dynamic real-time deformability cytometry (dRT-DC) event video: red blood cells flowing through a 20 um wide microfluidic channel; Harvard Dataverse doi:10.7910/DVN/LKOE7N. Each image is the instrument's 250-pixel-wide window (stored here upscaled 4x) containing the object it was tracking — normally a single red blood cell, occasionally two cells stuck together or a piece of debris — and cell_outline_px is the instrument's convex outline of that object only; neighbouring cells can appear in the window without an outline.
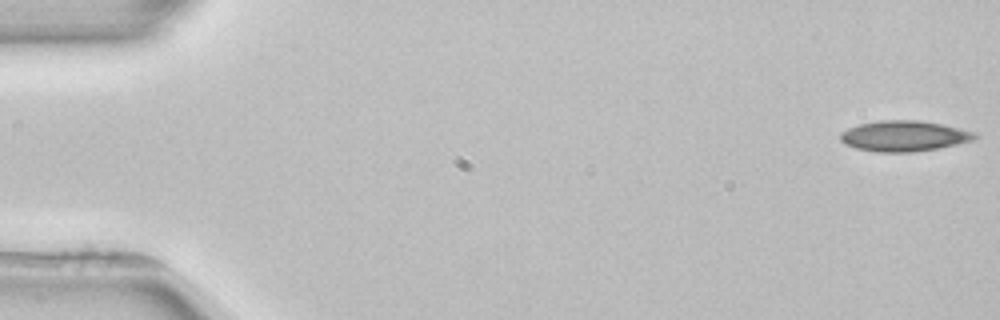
{"species": "common noctule bat (a hibernating species)", "species_latin": "Nyctalus noctula", "temperature_condition": "room temperature", "stored_images_in_passage": 5, "camera_frame_rate_fps": 3000, "um_per_image_px": 0.085, "animal": {"sex": "female", "body_mass_g": 22.7, "forearm_length_mm": 54.2}, "frame": {"image": 1, "passage_image": 1, "time_ms": 0.0, "image_size_px": [1000, 320], "cell_outline_px": [[980, 136], [972, 140], [956, 144], [936, 148], [912, 152], [876, 152], [856, 148], [844, 144], [840, 140], [840, 132], [848, 128], [860, 124], [880, 120], [920, 120], [940, 124], [976, 132]], "centroid_in_image_um": [76.82, 11.56], "position_along_channel_um": 8.2, "area_um2": 23.93}}
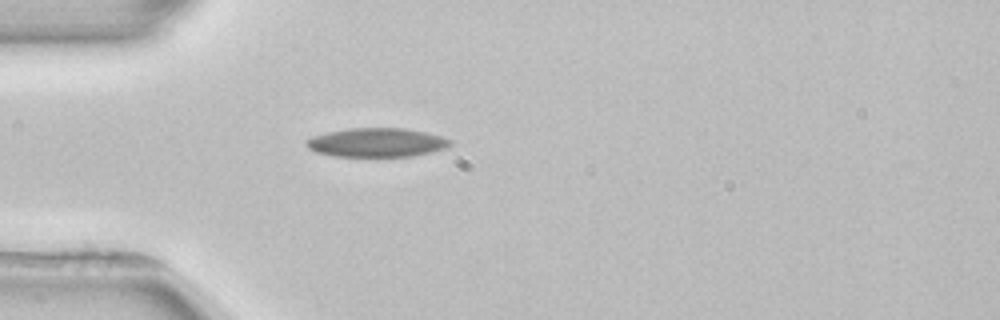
{"frame": {"image": 2, "passage_image": 5, "time_ms": 4.667, "image_size_px": [1000, 320], "cell_outline_px": [[452, 144], [444, 148], [412, 156], [332, 156], [316, 152], [308, 148], [304, 144], [304, 140], [312, 136], [328, 132], [352, 128], [404, 128], [424, 132], [440, 136], [452, 140]], "centroid_in_image_um": [31.96, 12.11], "position_along_channel_um": 53.0, "area_um2": 24.1}}